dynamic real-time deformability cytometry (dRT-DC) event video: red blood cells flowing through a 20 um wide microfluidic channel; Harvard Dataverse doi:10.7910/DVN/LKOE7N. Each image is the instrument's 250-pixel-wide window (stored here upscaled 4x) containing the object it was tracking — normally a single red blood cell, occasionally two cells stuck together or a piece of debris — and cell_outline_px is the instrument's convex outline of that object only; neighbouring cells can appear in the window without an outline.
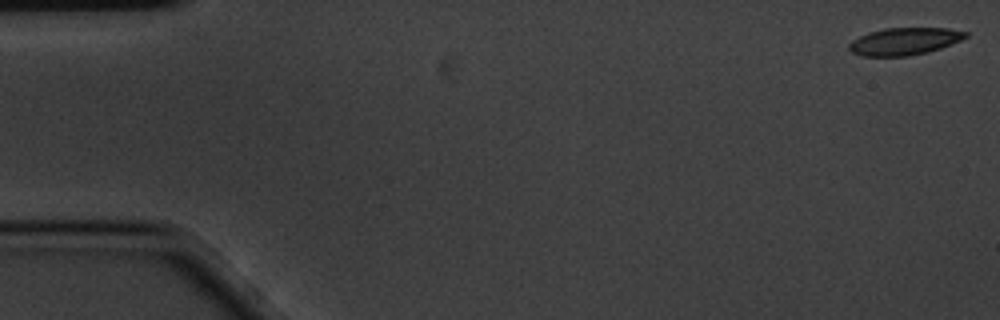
{"species": "common noctule bat (a hibernating species)", "species_latin": "Nyctalus noctula", "temperature_condition": "cold", "stored_images_in_passage": 5, "camera_frame_rate_fps": 3000, "um_per_image_px": 0.085, "animal": {"sex": "male", "body_mass_g": 20.1, "forearm_length_mm": 53.5}, "frame": {"image": 1, "passage_image": 1, "time_ms": 0.0, "image_size_px": [1000, 320], "cell_outline_px": [[968, 36], [960, 40], [940, 48], [928, 52], [908, 56], [864, 56], [852, 52], [848, 48], [848, 44], [852, 40], [868, 32], [884, 28], [948, 28], [968, 32]], "centroid_in_image_um": [76.86, 3.51], "position_along_channel_um": 8.1, "area_um2": 18.5}}